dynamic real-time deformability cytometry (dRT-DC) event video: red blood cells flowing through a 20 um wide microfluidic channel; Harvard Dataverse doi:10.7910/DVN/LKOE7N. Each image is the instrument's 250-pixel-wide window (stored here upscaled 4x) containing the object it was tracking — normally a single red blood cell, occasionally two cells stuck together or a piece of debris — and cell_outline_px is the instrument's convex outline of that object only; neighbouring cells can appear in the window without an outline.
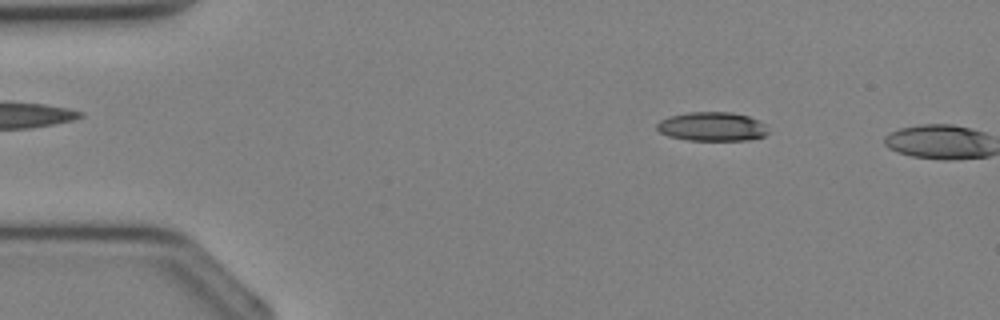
{"species": "Egyptian fruit bat (a non-hibernating species)", "species_latin": "Rousettus aegyptiacus", "temperature_condition": "cold", "stored_images_in_passage": 6, "camera_frame_rate_fps": 3000, "um_per_image_px": 0.085, "animal": {"sex": "female"}, "frame": {"image": 1, "passage_image": 5, "time_ms": 1.333, "image_size_px": [1000, 320], "cell_outline_px": [[768, 132], [764, 136], [748, 140], [688, 140], [668, 136], [660, 132], [656, 128], [656, 124], [660, 120], [668, 116], [688, 112], [732, 112], [748, 116], [764, 124]], "centroid_in_image_um": [60.48, 10.75], "position_along_channel_um": 24.5, "area_um2": 18.79}}